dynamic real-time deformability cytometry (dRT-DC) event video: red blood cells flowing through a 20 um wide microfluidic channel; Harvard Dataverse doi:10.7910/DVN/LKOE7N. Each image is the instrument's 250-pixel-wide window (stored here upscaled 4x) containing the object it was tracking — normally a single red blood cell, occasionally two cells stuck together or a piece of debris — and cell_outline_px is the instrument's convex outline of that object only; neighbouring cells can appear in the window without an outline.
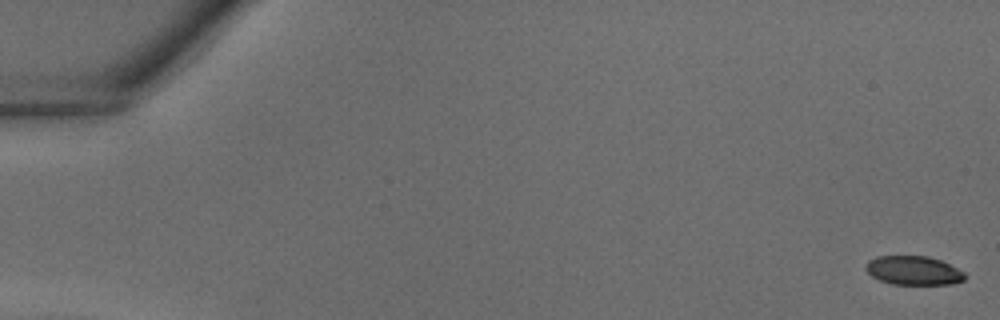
{"species": "common noctule bat (a hibernating species)", "species_latin": "Nyctalus noctula", "temperature_condition": "warm", "stored_images_in_passage": 39, "camera_frame_rate_fps": 3000, "um_per_image_px": 0.085, "animal": {"sex": "male", "body_mass_g": 18.8}, "frame": {"image": 1, "passage_image": 1, "time_ms": 0.0, "image_size_px": [1000, 320], "cell_outline_px": [[968, 276], [964, 280], [952, 284], [892, 284], [880, 280], [872, 276], [864, 268], [864, 264], [868, 260], [876, 256], [928, 256], [940, 260], [964, 272]], "centroid_in_image_um": [77.63, 22.99], "position_along_channel_um": 7.4, "area_um2": 16.76}}
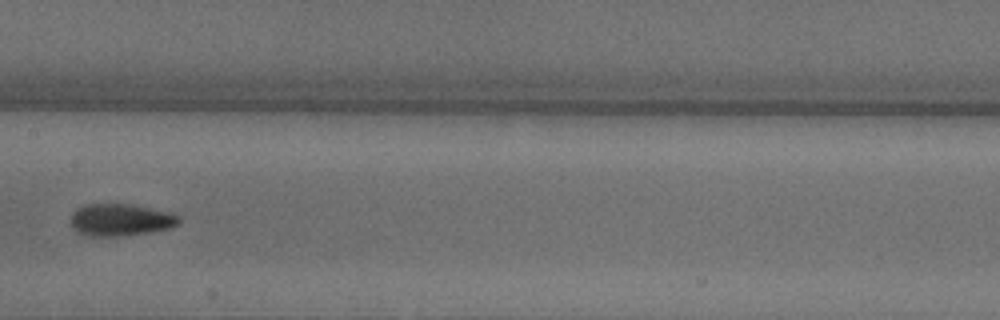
{"frame": {"image": 2, "passage_image": 21, "time_ms": 6.667, "image_size_px": [1000, 320], "cell_outline_px": [[180, 220], [176, 224], [168, 228], [148, 232], [124, 236], [88, 236], [76, 232], [72, 228], [72, 212], [76, 208], [84, 204], [132, 204], [172, 212], [180, 216]], "centroid_in_image_um": [10.22, 18.68], "position_along_channel_um": 197.2, "area_um2": 20.4}}
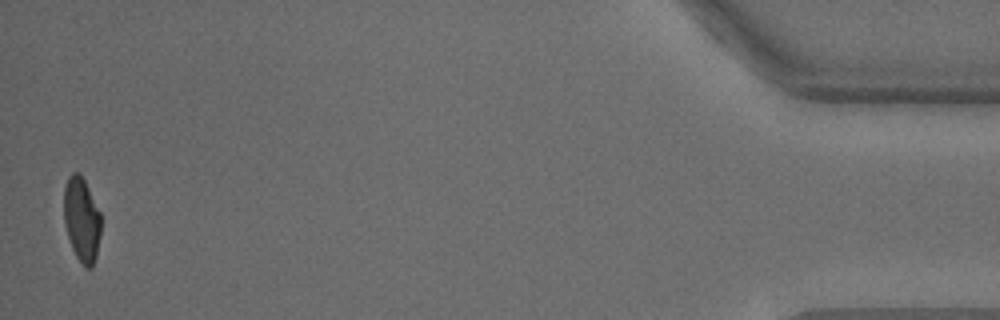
{"frame": {"image": 3, "passage_image": 39, "time_ms": 12.667, "image_size_px": [1000, 320], "cell_outline_px": [[100, 236], [96, 256], [92, 268], [84, 268], [76, 256], [72, 248], [64, 224], [64, 188], [68, 176], [72, 172], [80, 172], [100, 212]], "centroid_in_image_um": [6.93, 18.67], "position_along_channel_um": 428.3, "area_um2": 18.26}}